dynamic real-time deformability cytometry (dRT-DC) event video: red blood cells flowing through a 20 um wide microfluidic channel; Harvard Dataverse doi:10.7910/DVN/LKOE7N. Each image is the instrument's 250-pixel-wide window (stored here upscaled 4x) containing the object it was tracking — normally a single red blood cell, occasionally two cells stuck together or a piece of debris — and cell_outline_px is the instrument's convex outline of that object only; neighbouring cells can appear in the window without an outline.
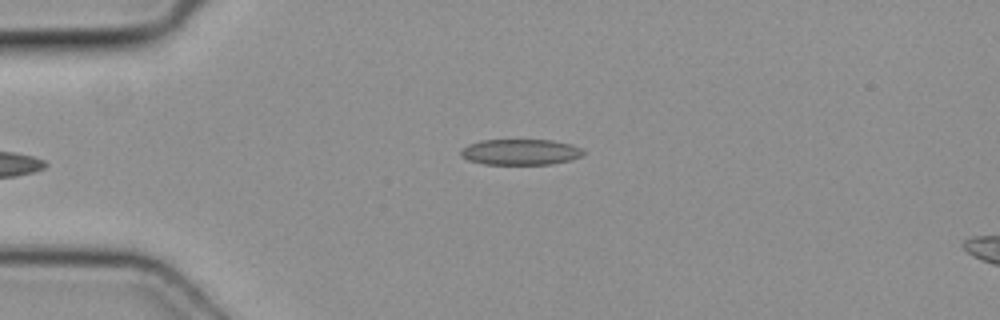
{"species": "common noctule bat (a hibernating species)", "species_latin": "Nyctalus noctula", "temperature_condition": "cold", "stored_images_in_passage": 4, "camera_frame_rate_fps": 3000, "um_per_image_px": 0.085, "animal": {"sex": "female", "body_mass_g": 19.3, "forearm_length_mm": 54.1}, "frame": {"image": 1, "passage_image": 4, "time_ms": 1.0, "image_size_px": [1000, 320], "cell_outline_px": [[584, 152], [580, 156], [572, 160], [552, 164], [484, 164], [468, 160], [460, 156], [460, 152], [468, 144], [480, 140], [552, 140], [572, 144], [580, 148]], "centroid_in_image_um": [44.23, 12.92], "position_along_channel_um": 40.8, "area_um2": 18.44}}